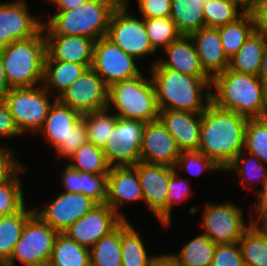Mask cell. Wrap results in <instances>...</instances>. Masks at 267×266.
Wrapping results in <instances>:
<instances>
[{
  "instance_id": "obj_1",
  "label": "cell",
  "mask_w": 267,
  "mask_h": 266,
  "mask_svg": "<svg viewBox=\"0 0 267 266\" xmlns=\"http://www.w3.org/2000/svg\"><path fill=\"white\" fill-rule=\"evenodd\" d=\"M248 118L211 101L201 114L198 151L224 169L244 150Z\"/></svg>"
},
{
  "instance_id": "obj_2",
  "label": "cell",
  "mask_w": 267,
  "mask_h": 266,
  "mask_svg": "<svg viewBox=\"0 0 267 266\" xmlns=\"http://www.w3.org/2000/svg\"><path fill=\"white\" fill-rule=\"evenodd\" d=\"M211 102L248 119L267 117V96L259 76L229 68L212 78Z\"/></svg>"
},
{
  "instance_id": "obj_3",
  "label": "cell",
  "mask_w": 267,
  "mask_h": 266,
  "mask_svg": "<svg viewBox=\"0 0 267 266\" xmlns=\"http://www.w3.org/2000/svg\"><path fill=\"white\" fill-rule=\"evenodd\" d=\"M150 69L159 111L180 110L196 114L205 111L211 101V77L189 76L168 68H155L153 64Z\"/></svg>"
},
{
  "instance_id": "obj_4",
  "label": "cell",
  "mask_w": 267,
  "mask_h": 266,
  "mask_svg": "<svg viewBox=\"0 0 267 266\" xmlns=\"http://www.w3.org/2000/svg\"><path fill=\"white\" fill-rule=\"evenodd\" d=\"M122 1L88 0L79 8L56 11L49 21L43 22V34L85 36L96 41L107 35L111 15Z\"/></svg>"
},
{
  "instance_id": "obj_5",
  "label": "cell",
  "mask_w": 267,
  "mask_h": 266,
  "mask_svg": "<svg viewBox=\"0 0 267 266\" xmlns=\"http://www.w3.org/2000/svg\"><path fill=\"white\" fill-rule=\"evenodd\" d=\"M0 55L11 88L34 87L43 82L46 42L42 29L32 38L0 48Z\"/></svg>"
},
{
  "instance_id": "obj_6",
  "label": "cell",
  "mask_w": 267,
  "mask_h": 266,
  "mask_svg": "<svg viewBox=\"0 0 267 266\" xmlns=\"http://www.w3.org/2000/svg\"><path fill=\"white\" fill-rule=\"evenodd\" d=\"M116 108L114 113L124 119L144 123L158 119L159 110L152 79L142 74L129 80L118 81L108 86L107 108Z\"/></svg>"
},
{
  "instance_id": "obj_7",
  "label": "cell",
  "mask_w": 267,
  "mask_h": 266,
  "mask_svg": "<svg viewBox=\"0 0 267 266\" xmlns=\"http://www.w3.org/2000/svg\"><path fill=\"white\" fill-rule=\"evenodd\" d=\"M44 86L11 88L4 101L19 132H38L53 103Z\"/></svg>"
},
{
  "instance_id": "obj_8",
  "label": "cell",
  "mask_w": 267,
  "mask_h": 266,
  "mask_svg": "<svg viewBox=\"0 0 267 266\" xmlns=\"http://www.w3.org/2000/svg\"><path fill=\"white\" fill-rule=\"evenodd\" d=\"M128 1L123 0L113 11L106 37L126 54L137 59L156 52L145 28L144 18L129 14Z\"/></svg>"
},
{
  "instance_id": "obj_9",
  "label": "cell",
  "mask_w": 267,
  "mask_h": 266,
  "mask_svg": "<svg viewBox=\"0 0 267 266\" xmlns=\"http://www.w3.org/2000/svg\"><path fill=\"white\" fill-rule=\"evenodd\" d=\"M58 232L36 213L26 222L20 239L14 246L5 266H15L16 259L23 266H36L49 262Z\"/></svg>"
},
{
  "instance_id": "obj_10",
  "label": "cell",
  "mask_w": 267,
  "mask_h": 266,
  "mask_svg": "<svg viewBox=\"0 0 267 266\" xmlns=\"http://www.w3.org/2000/svg\"><path fill=\"white\" fill-rule=\"evenodd\" d=\"M145 123L117 117L102 147L110 167L136 166L141 161L140 146Z\"/></svg>"
},
{
  "instance_id": "obj_11",
  "label": "cell",
  "mask_w": 267,
  "mask_h": 266,
  "mask_svg": "<svg viewBox=\"0 0 267 266\" xmlns=\"http://www.w3.org/2000/svg\"><path fill=\"white\" fill-rule=\"evenodd\" d=\"M91 68L107 86L142 74L135 63V58L126 54L106 36L94 43Z\"/></svg>"
},
{
  "instance_id": "obj_12",
  "label": "cell",
  "mask_w": 267,
  "mask_h": 266,
  "mask_svg": "<svg viewBox=\"0 0 267 266\" xmlns=\"http://www.w3.org/2000/svg\"><path fill=\"white\" fill-rule=\"evenodd\" d=\"M204 209L203 234L216 245L238 243L251 224L245 225L242 209L232 203H206Z\"/></svg>"
},
{
  "instance_id": "obj_13",
  "label": "cell",
  "mask_w": 267,
  "mask_h": 266,
  "mask_svg": "<svg viewBox=\"0 0 267 266\" xmlns=\"http://www.w3.org/2000/svg\"><path fill=\"white\" fill-rule=\"evenodd\" d=\"M108 86L90 67L78 77L57 100L81 114L107 108Z\"/></svg>"
},
{
  "instance_id": "obj_14",
  "label": "cell",
  "mask_w": 267,
  "mask_h": 266,
  "mask_svg": "<svg viewBox=\"0 0 267 266\" xmlns=\"http://www.w3.org/2000/svg\"><path fill=\"white\" fill-rule=\"evenodd\" d=\"M49 202L40 211L35 207V213L58 233H64L75 221L98 205L82 193L65 191Z\"/></svg>"
},
{
  "instance_id": "obj_15",
  "label": "cell",
  "mask_w": 267,
  "mask_h": 266,
  "mask_svg": "<svg viewBox=\"0 0 267 266\" xmlns=\"http://www.w3.org/2000/svg\"><path fill=\"white\" fill-rule=\"evenodd\" d=\"M123 219L107 204H98L75 221L64 234L90 249L101 237L113 231Z\"/></svg>"
},
{
  "instance_id": "obj_16",
  "label": "cell",
  "mask_w": 267,
  "mask_h": 266,
  "mask_svg": "<svg viewBox=\"0 0 267 266\" xmlns=\"http://www.w3.org/2000/svg\"><path fill=\"white\" fill-rule=\"evenodd\" d=\"M134 167L137 169L144 202L164 226L166 224V198L172 177V167L142 161Z\"/></svg>"
},
{
  "instance_id": "obj_17",
  "label": "cell",
  "mask_w": 267,
  "mask_h": 266,
  "mask_svg": "<svg viewBox=\"0 0 267 266\" xmlns=\"http://www.w3.org/2000/svg\"><path fill=\"white\" fill-rule=\"evenodd\" d=\"M42 25L43 22L31 16L23 0L0 3V48L32 38Z\"/></svg>"
},
{
  "instance_id": "obj_18",
  "label": "cell",
  "mask_w": 267,
  "mask_h": 266,
  "mask_svg": "<svg viewBox=\"0 0 267 266\" xmlns=\"http://www.w3.org/2000/svg\"><path fill=\"white\" fill-rule=\"evenodd\" d=\"M141 161L175 168L181 154L176 140L159 119L145 123L140 146Z\"/></svg>"
},
{
  "instance_id": "obj_19",
  "label": "cell",
  "mask_w": 267,
  "mask_h": 266,
  "mask_svg": "<svg viewBox=\"0 0 267 266\" xmlns=\"http://www.w3.org/2000/svg\"><path fill=\"white\" fill-rule=\"evenodd\" d=\"M143 200L142 188L134 166L110 167L107 174V199L105 204L110 206L123 220L120 204L135 203Z\"/></svg>"
},
{
  "instance_id": "obj_20",
  "label": "cell",
  "mask_w": 267,
  "mask_h": 266,
  "mask_svg": "<svg viewBox=\"0 0 267 266\" xmlns=\"http://www.w3.org/2000/svg\"><path fill=\"white\" fill-rule=\"evenodd\" d=\"M158 119L176 140L181 152L198 151L201 114L180 110H160Z\"/></svg>"
},
{
  "instance_id": "obj_21",
  "label": "cell",
  "mask_w": 267,
  "mask_h": 266,
  "mask_svg": "<svg viewBox=\"0 0 267 266\" xmlns=\"http://www.w3.org/2000/svg\"><path fill=\"white\" fill-rule=\"evenodd\" d=\"M45 60L73 62L91 67L95 41L85 36L44 35Z\"/></svg>"
},
{
  "instance_id": "obj_22",
  "label": "cell",
  "mask_w": 267,
  "mask_h": 266,
  "mask_svg": "<svg viewBox=\"0 0 267 266\" xmlns=\"http://www.w3.org/2000/svg\"><path fill=\"white\" fill-rule=\"evenodd\" d=\"M164 50L168 59L156 60L153 63L155 68H168L195 77H210L201 66L190 35H181Z\"/></svg>"
},
{
  "instance_id": "obj_23",
  "label": "cell",
  "mask_w": 267,
  "mask_h": 266,
  "mask_svg": "<svg viewBox=\"0 0 267 266\" xmlns=\"http://www.w3.org/2000/svg\"><path fill=\"white\" fill-rule=\"evenodd\" d=\"M204 71L213 78L229 67L218 28L204 26L190 34Z\"/></svg>"
},
{
  "instance_id": "obj_24",
  "label": "cell",
  "mask_w": 267,
  "mask_h": 266,
  "mask_svg": "<svg viewBox=\"0 0 267 266\" xmlns=\"http://www.w3.org/2000/svg\"><path fill=\"white\" fill-rule=\"evenodd\" d=\"M49 109V113L44 121L42 136L56 149L60 144H66L67 137L73 127L82 120V114L69 106L61 104L57 98Z\"/></svg>"
},
{
  "instance_id": "obj_25",
  "label": "cell",
  "mask_w": 267,
  "mask_h": 266,
  "mask_svg": "<svg viewBox=\"0 0 267 266\" xmlns=\"http://www.w3.org/2000/svg\"><path fill=\"white\" fill-rule=\"evenodd\" d=\"M61 177L65 192L82 193L97 204H105L107 199V174L81 172L67 164Z\"/></svg>"
},
{
  "instance_id": "obj_26",
  "label": "cell",
  "mask_w": 267,
  "mask_h": 266,
  "mask_svg": "<svg viewBox=\"0 0 267 266\" xmlns=\"http://www.w3.org/2000/svg\"><path fill=\"white\" fill-rule=\"evenodd\" d=\"M267 46L263 35L256 29L229 59V69L258 76L261 60Z\"/></svg>"
},
{
  "instance_id": "obj_27",
  "label": "cell",
  "mask_w": 267,
  "mask_h": 266,
  "mask_svg": "<svg viewBox=\"0 0 267 266\" xmlns=\"http://www.w3.org/2000/svg\"><path fill=\"white\" fill-rule=\"evenodd\" d=\"M87 69L85 65L73 62H62L55 60L44 61L43 84L46 90L49 88L56 91L52 94L57 98ZM57 96V97H56Z\"/></svg>"
},
{
  "instance_id": "obj_28",
  "label": "cell",
  "mask_w": 267,
  "mask_h": 266,
  "mask_svg": "<svg viewBox=\"0 0 267 266\" xmlns=\"http://www.w3.org/2000/svg\"><path fill=\"white\" fill-rule=\"evenodd\" d=\"M35 214V209L25 206L14 214L0 219V262L6 264L20 239L26 222Z\"/></svg>"
},
{
  "instance_id": "obj_29",
  "label": "cell",
  "mask_w": 267,
  "mask_h": 266,
  "mask_svg": "<svg viewBox=\"0 0 267 266\" xmlns=\"http://www.w3.org/2000/svg\"><path fill=\"white\" fill-rule=\"evenodd\" d=\"M255 30L256 17L254 13H244L234 22L218 28L223 51L228 59L237 53Z\"/></svg>"
},
{
  "instance_id": "obj_30",
  "label": "cell",
  "mask_w": 267,
  "mask_h": 266,
  "mask_svg": "<svg viewBox=\"0 0 267 266\" xmlns=\"http://www.w3.org/2000/svg\"><path fill=\"white\" fill-rule=\"evenodd\" d=\"M200 0H171L170 18L182 35H190L205 26Z\"/></svg>"
},
{
  "instance_id": "obj_31",
  "label": "cell",
  "mask_w": 267,
  "mask_h": 266,
  "mask_svg": "<svg viewBox=\"0 0 267 266\" xmlns=\"http://www.w3.org/2000/svg\"><path fill=\"white\" fill-rule=\"evenodd\" d=\"M48 263L52 266H91L90 251L64 233H58Z\"/></svg>"
},
{
  "instance_id": "obj_32",
  "label": "cell",
  "mask_w": 267,
  "mask_h": 266,
  "mask_svg": "<svg viewBox=\"0 0 267 266\" xmlns=\"http://www.w3.org/2000/svg\"><path fill=\"white\" fill-rule=\"evenodd\" d=\"M156 257L147 256L142 238L129 221L123 220L121 222L122 266H151Z\"/></svg>"
},
{
  "instance_id": "obj_33",
  "label": "cell",
  "mask_w": 267,
  "mask_h": 266,
  "mask_svg": "<svg viewBox=\"0 0 267 266\" xmlns=\"http://www.w3.org/2000/svg\"><path fill=\"white\" fill-rule=\"evenodd\" d=\"M238 244L245 266H267V228L250 224Z\"/></svg>"
},
{
  "instance_id": "obj_34",
  "label": "cell",
  "mask_w": 267,
  "mask_h": 266,
  "mask_svg": "<svg viewBox=\"0 0 267 266\" xmlns=\"http://www.w3.org/2000/svg\"><path fill=\"white\" fill-rule=\"evenodd\" d=\"M216 244L206 235L194 237L181 249L180 254H171L179 266H211Z\"/></svg>"
},
{
  "instance_id": "obj_35",
  "label": "cell",
  "mask_w": 267,
  "mask_h": 266,
  "mask_svg": "<svg viewBox=\"0 0 267 266\" xmlns=\"http://www.w3.org/2000/svg\"><path fill=\"white\" fill-rule=\"evenodd\" d=\"M89 251L91 266H122L121 223L101 237Z\"/></svg>"
},
{
  "instance_id": "obj_36",
  "label": "cell",
  "mask_w": 267,
  "mask_h": 266,
  "mask_svg": "<svg viewBox=\"0 0 267 266\" xmlns=\"http://www.w3.org/2000/svg\"><path fill=\"white\" fill-rule=\"evenodd\" d=\"M68 159L73 161L68 165L81 172L108 174L110 170L102 148L89 142L82 145Z\"/></svg>"
},
{
  "instance_id": "obj_37",
  "label": "cell",
  "mask_w": 267,
  "mask_h": 266,
  "mask_svg": "<svg viewBox=\"0 0 267 266\" xmlns=\"http://www.w3.org/2000/svg\"><path fill=\"white\" fill-rule=\"evenodd\" d=\"M108 111H110L109 108H104L82 114V120L87 129L88 142L101 148L106 144L117 121V116Z\"/></svg>"
},
{
  "instance_id": "obj_38",
  "label": "cell",
  "mask_w": 267,
  "mask_h": 266,
  "mask_svg": "<svg viewBox=\"0 0 267 266\" xmlns=\"http://www.w3.org/2000/svg\"><path fill=\"white\" fill-rule=\"evenodd\" d=\"M145 28L153 48H166L182 34L169 17L144 18Z\"/></svg>"
},
{
  "instance_id": "obj_39",
  "label": "cell",
  "mask_w": 267,
  "mask_h": 266,
  "mask_svg": "<svg viewBox=\"0 0 267 266\" xmlns=\"http://www.w3.org/2000/svg\"><path fill=\"white\" fill-rule=\"evenodd\" d=\"M267 164V117L248 119L244 151Z\"/></svg>"
},
{
  "instance_id": "obj_40",
  "label": "cell",
  "mask_w": 267,
  "mask_h": 266,
  "mask_svg": "<svg viewBox=\"0 0 267 266\" xmlns=\"http://www.w3.org/2000/svg\"><path fill=\"white\" fill-rule=\"evenodd\" d=\"M205 26L219 28L240 18L244 12L226 0H210L203 5Z\"/></svg>"
},
{
  "instance_id": "obj_41",
  "label": "cell",
  "mask_w": 267,
  "mask_h": 266,
  "mask_svg": "<svg viewBox=\"0 0 267 266\" xmlns=\"http://www.w3.org/2000/svg\"><path fill=\"white\" fill-rule=\"evenodd\" d=\"M245 153L246 151L244 152V150L240 152L224 170L238 173L239 177L242 178V183L252 181L249 183L251 185L254 176L257 178L259 177L258 179L255 178V181H262L263 183L267 179V169L265 164H263L255 155L251 154L249 158L244 157Z\"/></svg>"
},
{
  "instance_id": "obj_42",
  "label": "cell",
  "mask_w": 267,
  "mask_h": 266,
  "mask_svg": "<svg viewBox=\"0 0 267 266\" xmlns=\"http://www.w3.org/2000/svg\"><path fill=\"white\" fill-rule=\"evenodd\" d=\"M21 182L17 174L11 181L0 184V214L2 216L14 214L25 206Z\"/></svg>"
},
{
  "instance_id": "obj_43",
  "label": "cell",
  "mask_w": 267,
  "mask_h": 266,
  "mask_svg": "<svg viewBox=\"0 0 267 266\" xmlns=\"http://www.w3.org/2000/svg\"><path fill=\"white\" fill-rule=\"evenodd\" d=\"M190 181L182 179L177 173V169L172 167V177L168 186V193L166 198V225L171 223L172 205L180 204L191 195Z\"/></svg>"
},
{
  "instance_id": "obj_44",
  "label": "cell",
  "mask_w": 267,
  "mask_h": 266,
  "mask_svg": "<svg viewBox=\"0 0 267 266\" xmlns=\"http://www.w3.org/2000/svg\"><path fill=\"white\" fill-rule=\"evenodd\" d=\"M183 166L188 172L196 176L199 174L201 175L202 172L207 170L211 172L223 170L212 159L199 151L181 152L177 159L175 169H177V167L183 168Z\"/></svg>"
},
{
  "instance_id": "obj_45",
  "label": "cell",
  "mask_w": 267,
  "mask_h": 266,
  "mask_svg": "<svg viewBox=\"0 0 267 266\" xmlns=\"http://www.w3.org/2000/svg\"><path fill=\"white\" fill-rule=\"evenodd\" d=\"M238 243L216 245L211 266H245Z\"/></svg>"
},
{
  "instance_id": "obj_46",
  "label": "cell",
  "mask_w": 267,
  "mask_h": 266,
  "mask_svg": "<svg viewBox=\"0 0 267 266\" xmlns=\"http://www.w3.org/2000/svg\"><path fill=\"white\" fill-rule=\"evenodd\" d=\"M88 143L87 129L85 123L81 120L70 131L66 144H60L56 149L57 156L69 158L82 145Z\"/></svg>"
},
{
  "instance_id": "obj_47",
  "label": "cell",
  "mask_w": 267,
  "mask_h": 266,
  "mask_svg": "<svg viewBox=\"0 0 267 266\" xmlns=\"http://www.w3.org/2000/svg\"><path fill=\"white\" fill-rule=\"evenodd\" d=\"M10 148L0 146V184L11 181L24 167L14 158Z\"/></svg>"
},
{
  "instance_id": "obj_48",
  "label": "cell",
  "mask_w": 267,
  "mask_h": 266,
  "mask_svg": "<svg viewBox=\"0 0 267 266\" xmlns=\"http://www.w3.org/2000/svg\"><path fill=\"white\" fill-rule=\"evenodd\" d=\"M143 18L169 17L171 0H137Z\"/></svg>"
},
{
  "instance_id": "obj_49",
  "label": "cell",
  "mask_w": 267,
  "mask_h": 266,
  "mask_svg": "<svg viewBox=\"0 0 267 266\" xmlns=\"http://www.w3.org/2000/svg\"><path fill=\"white\" fill-rule=\"evenodd\" d=\"M19 132L4 100H0V137H17Z\"/></svg>"
},
{
  "instance_id": "obj_50",
  "label": "cell",
  "mask_w": 267,
  "mask_h": 266,
  "mask_svg": "<svg viewBox=\"0 0 267 266\" xmlns=\"http://www.w3.org/2000/svg\"><path fill=\"white\" fill-rule=\"evenodd\" d=\"M254 14L256 17V29L267 42V0H258V6Z\"/></svg>"
},
{
  "instance_id": "obj_51",
  "label": "cell",
  "mask_w": 267,
  "mask_h": 266,
  "mask_svg": "<svg viewBox=\"0 0 267 266\" xmlns=\"http://www.w3.org/2000/svg\"><path fill=\"white\" fill-rule=\"evenodd\" d=\"M255 210H257V220L251 218V224L258 226L261 224L262 228H267V197L258 198L257 202L254 203ZM259 223V224H258Z\"/></svg>"
},
{
  "instance_id": "obj_52",
  "label": "cell",
  "mask_w": 267,
  "mask_h": 266,
  "mask_svg": "<svg viewBox=\"0 0 267 266\" xmlns=\"http://www.w3.org/2000/svg\"><path fill=\"white\" fill-rule=\"evenodd\" d=\"M88 0H55L57 11H70L83 6Z\"/></svg>"
},
{
  "instance_id": "obj_53",
  "label": "cell",
  "mask_w": 267,
  "mask_h": 266,
  "mask_svg": "<svg viewBox=\"0 0 267 266\" xmlns=\"http://www.w3.org/2000/svg\"><path fill=\"white\" fill-rule=\"evenodd\" d=\"M238 8L242 9L244 13H255L258 6V0H226Z\"/></svg>"
},
{
  "instance_id": "obj_54",
  "label": "cell",
  "mask_w": 267,
  "mask_h": 266,
  "mask_svg": "<svg viewBox=\"0 0 267 266\" xmlns=\"http://www.w3.org/2000/svg\"><path fill=\"white\" fill-rule=\"evenodd\" d=\"M10 89L11 87L8 85L3 68V59L0 55V100H4L6 94L10 91Z\"/></svg>"
},
{
  "instance_id": "obj_55",
  "label": "cell",
  "mask_w": 267,
  "mask_h": 266,
  "mask_svg": "<svg viewBox=\"0 0 267 266\" xmlns=\"http://www.w3.org/2000/svg\"><path fill=\"white\" fill-rule=\"evenodd\" d=\"M151 266H179L170 256V254L158 255Z\"/></svg>"
},
{
  "instance_id": "obj_56",
  "label": "cell",
  "mask_w": 267,
  "mask_h": 266,
  "mask_svg": "<svg viewBox=\"0 0 267 266\" xmlns=\"http://www.w3.org/2000/svg\"><path fill=\"white\" fill-rule=\"evenodd\" d=\"M258 76L260 77L261 81L263 82L265 86V92L267 96V46L265 48V51H264V54L261 60V65H260Z\"/></svg>"
},
{
  "instance_id": "obj_57",
  "label": "cell",
  "mask_w": 267,
  "mask_h": 266,
  "mask_svg": "<svg viewBox=\"0 0 267 266\" xmlns=\"http://www.w3.org/2000/svg\"><path fill=\"white\" fill-rule=\"evenodd\" d=\"M258 198H266L267 197V179L263 182V189L257 192Z\"/></svg>"
},
{
  "instance_id": "obj_58",
  "label": "cell",
  "mask_w": 267,
  "mask_h": 266,
  "mask_svg": "<svg viewBox=\"0 0 267 266\" xmlns=\"http://www.w3.org/2000/svg\"><path fill=\"white\" fill-rule=\"evenodd\" d=\"M36 266H52V265L49 264V263H45V264H42V265H36Z\"/></svg>"
},
{
  "instance_id": "obj_59",
  "label": "cell",
  "mask_w": 267,
  "mask_h": 266,
  "mask_svg": "<svg viewBox=\"0 0 267 266\" xmlns=\"http://www.w3.org/2000/svg\"><path fill=\"white\" fill-rule=\"evenodd\" d=\"M202 1V4H206L207 2H209L210 0H200Z\"/></svg>"
},
{
  "instance_id": "obj_60",
  "label": "cell",
  "mask_w": 267,
  "mask_h": 266,
  "mask_svg": "<svg viewBox=\"0 0 267 266\" xmlns=\"http://www.w3.org/2000/svg\"><path fill=\"white\" fill-rule=\"evenodd\" d=\"M0 266H5V264H4V263H2V262H0Z\"/></svg>"
}]
</instances>
